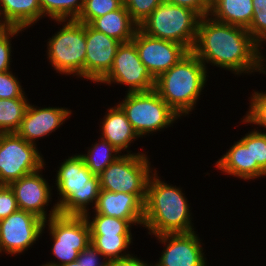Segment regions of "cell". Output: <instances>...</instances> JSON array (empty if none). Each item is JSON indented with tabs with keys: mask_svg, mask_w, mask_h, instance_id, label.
Wrapping results in <instances>:
<instances>
[{
	"mask_svg": "<svg viewBox=\"0 0 266 266\" xmlns=\"http://www.w3.org/2000/svg\"><path fill=\"white\" fill-rule=\"evenodd\" d=\"M259 47L246 28L205 16L199 20L192 52L204 65L212 63L238 75L254 71L265 73Z\"/></svg>",
	"mask_w": 266,
	"mask_h": 266,
	"instance_id": "6da1fadb",
	"label": "cell"
},
{
	"mask_svg": "<svg viewBox=\"0 0 266 266\" xmlns=\"http://www.w3.org/2000/svg\"><path fill=\"white\" fill-rule=\"evenodd\" d=\"M151 174L147 183L143 226L155 235L194 231L190 211L181 189Z\"/></svg>",
	"mask_w": 266,
	"mask_h": 266,
	"instance_id": "7a4b0ae2",
	"label": "cell"
},
{
	"mask_svg": "<svg viewBox=\"0 0 266 266\" xmlns=\"http://www.w3.org/2000/svg\"><path fill=\"white\" fill-rule=\"evenodd\" d=\"M206 71V66L189 51L156 79L155 90L179 116H186L206 83Z\"/></svg>",
	"mask_w": 266,
	"mask_h": 266,
	"instance_id": "3957f363",
	"label": "cell"
},
{
	"mask_svg": "<svg viewBox=\"0 0 266 266\" xmlns=\"http://www.w3.org/2000/svg\"><path fill=\"white\" fill-rule=\"evenodd\" d=\"M56 176L57 190L61 195L56 204L59 214H89L87 205L93 202L96 205L100 193V179L99 175H94L87 168L81 154L66 159Z\"/></svg>",
	"mask_w": 266,
	"mask_h": 266,
	"instance_id": "277c9868",
	"label": "cell"
},
{
	"mask_svg": "<svg viewBox=\"0 0 266 266\" xmlns=\"http://www.w3.org/2000/svg\"><path fill=\"white\" fill-rule=\"evenodd\" d=\"M200 18L193 10L164 0L139 24V29L151 37L179 43L192 51Z\"/></svg>",
	"mask_w": 266,
	"mask_h": 266,
	"instance_id": "5b68a950",
	"label": "cell"
},
{
	"mask_svg": "<svg viewBox=\"0 0 266 266\" xmlns=\"http://www.w3.org/2000/svg\"><path fill=\"white\" fill-rule=\"evenodd\" d=\"M117 105L123 110L139 137L167 128L180 117L155 89L127 92L125 100Z\"/></svg>",
	"mask_w": 266,
	"mask_h": 266,
	"instance_id": "8992f818",
	"label": "cell"
},
{
	"mask_svg": "<svg viewBox=\"0 0 266 266\" xmlns=\"http://www.w3.org/2000/svg\"><path fill=\"white\" fill-rule=\"evenodd\" d=\"M52 208L44 224L49 222L48 230L54 241L51 250L60 261L47 262L42 266H61L75 261L90 243V228L85 216L59 214L56 204Z\"/></svg>",
	"mask_w": 266,
	"mask_h": 266,
	"instance_id": "52a82bcc",
	"label": "cell"
},
{
	"mask_svg": "<svg viewBox=\"0 0 266 266\" xmlns=\"http://www.w3.org/2000/svg\"><path fill=\"white\" fill-rule=\"evenodd\" d=\"M67 21L48 41V59L57 72L85 78L86 24Z\"/></svg>",
	"mask_w": 266,
	"mask_h": 266,
	"instance_id": "ba28073f",
	"label": "cell"
},
{
	"mask_svg": "<svg viewBox=\"0 0 266 266\" xmlns=\"http://www.w3.org/2000/svg\"><path fill=\"white\" fill-rule=\"evenodd\" d=\"M150 162L144 153H128L108 165L100 174V189L135 194L145 203Z\"/></svg>",
	"mask_w": 266,
	"mask_h": 266,
	"instance_id": "9c48e42d",
	"label": "cell"
},
{
	"mask_svg": "<svg viewBox=\"0 0 266 266\" xmlns=\"http://www.w3.org/2000/svg\"><path fill=\"white\" fill-rule=\"evenodd\" d=\"M44 164L36 144L26 142L16 132L0 133V185L41 171Z\"/></svg>",
	"mask_w": 266,
	"mask_h": 266,
	"instance_id": "30bf717a",
	"label": "cell"
},
{
	"mask_svg": "<svg viewBox=\"0 0 266 266\" xmlns=\"http://www.w3.org/2000/svg\"><path fill=\"white\" fill-rule=\"evenodd\" d=\"M113 82L129 85L128 93L155 89L156 79L141 62L132 41L120 44L109 73L100 81L109 85Z\"/></svg>",
	"mask_w": 266,
	"mask_h": 266,
	"instance_id": "8fae6325",
	"label": "cell"
},
{
	"mask_svg": "<svg viewBox=\"0 0 266 266\" xmlns=\"http://www.w3.org/2000/svg\"><path fill=\"white\" fill-rule=\"evenodd\" d=\"M45 227L41 218L18 209L0 220V253L15 255L24 252L38 240Z\"/></svg>",
	"mask_w": 266,
	"mask_h": 266,
	"instance_id": "7c38bea8",
	"label": "cell"
},
{
	"mask_svg": "<svg viewBox=\"0 0 266 266\" xmlns=\"http://www.w3.org/2000/svg\"><path fill=\"white\" fill-rule=\"evenodd\" d=\"M131 41L137 48L141 62L155 79L189 52L179 43L151 37L139 28Z\"/></svg>",
	"mask_w": 266,
	"mask_h": 266,
	"instance_id": "4fadbf2b",
	"label": "cell"
},
{
	"mask_svg": "<svg viewBox=\"0 0 266 266\" xmlns=\"http://www.w3.org/2000/svg\"><path fill=\"white\" fill-rule=\"evenodd\" d=\"M157 238L166 243V248L154 266H207L200 239L195 231L161 234L157 235Z\"/></svg>",
	"mask_w": 266,
	"mask_h": 266,
	"instance_id": "5bb4252c",
	"label": "cell"
},
{
	"mask_svg": "<svg viewBox=\"0 0 266 266\" xmlns=\"http://www.w3.org/2000/svg\"><path fill=\"white\" fill-rule=\"evenodd\" d=\"M120 44L86 24L85 79L100 82L109 73Z\"/></svg>",
	"mask_w": 266,
	"mask_h": 266,
	"instance_id": "9a60e30c",
	"label": "cell"
},
{
	"mask_svg": "<svg viewBox=\"0 0 266 266\" xmlns=\"http://www.w3.org/2000/svg\"><path fill=\"white\" fill-rule=\"evenodd\" d=\"M36 171L32 174L21 177L9 184L17 201L18 209L31 212L47 221V206L50 200V190H52L48 182L42 178Z\"/></svg>",
	"mask_w": 266,
	"mask_h": 266,
	"instance_id": "2e32d148",
	"label": "cell"
},
{
	"mask_svg": "<svg viewBox=\"0 0 266 266\" xmlns=\"http://www.w3.org/2000/svg\"><path fill=\"white\" fill-rule=\"evenodd\" d=\"M71 111L66 108H37L28 105L24 118L16 133L26 142L36 144L35 140L49 135L69 118Z\"/></svg>",
	"mask_w": 266,
	"mask_h": 266,
	"instance_id": "e0dca14e",
	"label": "cell"
},
{
	"mask_svg": "<svg viewBox=\"0 0 266 266\" xmlns=\"http://www.w3.org/2000/svg\"><path fill=\"white\" fill-rule=\"evenodd\" d=\"M95 213L129 220L132 224L143 225L144 203L135 195L100 189Z\"/></svg>",
	"mask_w": 266,
	"mask_h": 266,
	"instance_id": "ac0fdd59",
	"label": "cell"
},
{
	"mask_svg": "<svg viewBox=\"0 0 266 266\" xmlns=\"http://www.w3.org/2000/svg\"><path fill=\"white\" fill-rule=\"evenodd\" d=\"M216 168L225 174L244 180L266 175V172L258 164H252L251 132L230 147L228 152L217 161Z\"/></svg>",
	"mask_w": 266,
	"mask_h": 266,
	"instance_id": "d6986e66",
	"label": "cell"
},
{
	"mask_svg": "<svg viewBox=\"0 0 266 266\" xmlns=\"http://www.w3.org/2000/svg\"><path fill=\"white\" fill-rule=\"evenodd\" d=\"M89 25L121 43L130 42L139 28L124 4L119 9L94 19Z\"/></svg>",
	"mask_w": 266,
	"mask_h": 266,
	"instance_id": "ffe728a7",
	"label": "cell"
},
{
	"mask_svg": "<svg viewBox=\"0 0 266 266\" xmlns=\"http://www.w3.org/2000/svg\"><path fill=\"white\" fill-rule=\"evenodd\" d=\"M101 131L102 138L120 152L127 149L131 142L139 137L118 105L108 109L102 122Z\"/></svg>",
	"mask_w": 266,
	"mask_h": 266,
	"instance_id": "44dd1931",
	"label": "cell"
},
{
	"mask_svg": "<svg viewBox=\"0 0 266 266\" xmlns=\"http://www.w3.org/2000/svg\"><path fill=\"white\" fill-rule=\"evenodd\" d=\"M210 15L218 22L247 29L253 17L252 0H211Z\"/></svg>",
	"mask_w": 266,
	"mask_h": 266,
	"instance_id": "7402d4cb",
	"label": "cell"
},
{
	"mask_svg": "<svg viewBox=\"0 0 266 266\" xmlns=\"http://www.w3.org/2000/svg\"><path fill=\"white\" fill-rule=\"evenodd\" d=\"M0 11L9 27L21 29L43 17L39 0H0Z\"/></svg>",
	"mask_w": 266,
	"mask_h": 266,
	"instance_id": "603a6c76",
	"label": "cell"
},
{
	"mask_svg": "<svg viewBox=\"0 0 266 266\" xmlns=\"http://www.w3.org/2000/svg\"><path fill=\"white\" fill-rule=\"evenodd\" d=\"M26 98L0 99V133L16 132L29 103Z\"/></svg>",
	"mask_w": 266,
	"mask_h": 266,
	"instance_id": "cb8c5ba5",
	"label": "cell"
},
{
	"mask_svg": "<svg viewBox=\"0 0 266 266\" xmlns=\"http://www.w3.org/2000/svg\"><path fill=\"white\" fill-rule=\"evenodd\" d=\"M101 139L99 143L93 145V148H91L87 154H81L85 165L94 175H99L108 165L112 164L121 156L119 155V150L112 146L107 140ZM116 154H118V156Z\"/></svg>",
	"mask_w": 266,
	"mask_h": 266,
	"instance_id": "d4e9b609",
	"label": "cell"
},
{
	"mask_svg": "<svg viewBox=\"0 0 266 266\" xmlns=\"http://www.w3.org/2000/svg\"><path fill=\"white\" fill-rule=\"evenodd\" d=\"M43 17L45 14L56 22H66L79 17L84 0H39ZM69 17V18H68Z\"/></svg>",
	"mask_w": 266,
	"mask_h": 266,
	"instance_id": "484cf974",
	"label": "cell"
},
{
	"mask_svg": "<svg viewBox=\"0 0 266 266\" xmlns=\"http://www.w3.org/2000/svg\"><path fill=\"white\" fill-rule=\"evenodd\" d=\"M131 239L132 235H90V242L108 261L129 256L121 252L128 248Z\"/></svg>",
	"mask_w": 266,
	"mask_h": 266,
	"instance_id": "4316f807",
	"label": "cell"
},
{
	"mask_svg": "<svg viewBox=\"0 0 266 266\" xmlns=\"http://www.w3.org/2000/svg\"><path fill=\"white\" fill-rule=\"evenodd\" d=\"M89 228L90 235H131V222L119 218L95 214V217L89 220V215H84Z\"/></svg>",
	"mask_w": 266,
	"mask_h": 266,
	"instance_id": "83f0119b",
	"label": "cell"
},
{
	"mask_svg": "<svg viewBox=\"0 0 266 266\" xmlns=\"http://www.w3.org/2000/svg\"><path fill=\"white\" fill-rule=\"evenodd\" d=\"M123 0H84L83 9L76 19L83 24H90L94 19L119 9Z\"/></svg>",
	"mask_w": 266,
	"mask_h": 266,
	"instance_id": "f1b7e54d",
	"label": "cell"
},
{
	"mask_svg": "<svg viewBox=\"0 0 266 266\" xmlns=\"http://www.w3.org/2000/svg\"><path fill=\"white\" fill-rule=\"evenodd\" d=\"M252 5L253 17L247 30L260 45L266 40V0H252Z\"/></svg>",
	"mask_w": 266,
	"mask_h": 266,
	"instance_id": "f546056e",
	"label": "cell"
},
{
	"mask_svg": "<svg viewBox=\"0 0 266 266\" xmlns=\"http://www.w3.org/2000/svg\"><path fill=\"white\" fill-rule=\"evenodd\" d=\"M163 1L164 0H123V4L131 18L139 25Z\"/></svg>",
	"mask_w": 266,
	"mask_h": 266,
	"instance_id": "4dcf8cb0",
	"label": "cell"
},
{
	"mask_svg": "<svg viewBox=\"0 0 266 266\" xmlns=\"http://www.w3.org/2000/svg\"><path fill=\"white\" fill-rule=\"evenodd\" d=\"M252 96L249 112L242 122L253 123L266 128V92H254Z\"/></svg>",
	"mask_w": 266,
	"mask_h": 266,
	"instance_id": "1f68e13d",
	"label": "cell"
},
{
	"mask_svg": "<svg viewBox=\"0 0 266 266\" xmlns=\"http://www.w3.org/2000/svg\"><path fill=\"white\" fill-rule=\"evenodd\" d=\"M13 98H25L20 82L12 72H0V99Z\"/></svg>",
	"mask_w": 266,
	"mask_h": 266,
	"instance_id": "d6a6232c",
	"label": "cell"
},
{
	"mask_svg": "<svg viewBox=\"0 0 266 266\" xmlns=\"http://www.w3.org/2000/svg\"><path fill=\"white\" fill-rule=\"evenodd\" d=\"M252 164H258L266 172V133L256 129L251 132Z\"/></svg>",
	"mask_w": 266,
	"mask_h": 266,
	"instance_id": "836d02e7",
	"label": "cell"
},
{
	"mask_svg": "<svg viewBox=\"0 0 266 266\" xmlns=\"http://www.w3.org/2000/svg\"><path fill=\"white\" fill-rule=\"evenodd\" d=\"M23 31L21 28L9 27L0 33V72L10 70V56H11V37ZM10 38V39H9Z\"/></svg>",
	"mask_w": 266,
	"mask_h": 266,
	"instance_id": "e575fe53",
	"label": "cell"
},
{
	"mask_svg": "<svg viewBox=\"0 0 266 266\" xmlns=\"http://www.w3.org/2000/svg\"><path fill=\"white\" fill-rule=\"evenodd\" d=\"M18 210L14 193L9 185H0V220Z\"/></svg>",
	"mask_w": 266,
	"mask_h": 266,
	"instance_id": "d590c367",
	"label": "cell"
},
{
	"mask_svg": "<svg viewBox=\"0 0 266 266\" xmlns=\"http://www.w3.org/2000/svg\"><path fill=\"white\" fill-rule=\"evenodd\" d=\"M104 257L90 242L89 245L78 254L76 259L83 266H107L108 260L101 262L98 257Z\"/></svg>",
	"mask_w": 266,
	"mask_h": 266,
	"instance_id": "8d00e7d4",
	"label": "cell"
},
{
	"mask_svg": "<svg viewBox=\"0 0 266 266\" xmlns=\"http://www.w3.org/2000/svg\"><path fill=\"white\" fill-rule=\"evenodd\" d=\"M171 4L189 8L196 12L201 18L209 16L211 0H165Z\"/></svg>",
	"mask_w": 266,
	"mask_h": 266,
	"instance_id": "74e56055",
	"label": "cell"
},
{
	"mask_svg": "<svg viewBox=\"0 0 266 266\" xmlns=\"http://www.w3.org/2000/svg\"><path fill=\"white\" fill-rule=\"evenodd\" d=\"M107 266H149V265L144 261L129 255L124 258L109 260ZM150 266H153V264Z\"/></svg>",
	"mask_w": 266,
	"mask_h": 266,
	"instance_id": "f35d334b",
	"label": "cell"
},
{
	"mask_svg": "<svg viewBox=\"0 0 266 266\" xmlns=\"http://www.w3.org/2000/svg\"><path fill=\"white\" fill-rule=\"evenodd\" d=\"M2 18L3 17H2L1 11H0V33L9 28V25Z\"/></svg>",
	"mask_w": 266,
	"mask_h": 266,
	"instance_id": "ab89813d",
	"label": "cell"
},
{
	"mask_svg": "<svg viewBox=\"0 0 266 266\" xmlns=\"http://www.w3.org/2000/svg\"><path fill=\"white\" fill-rule=\"evenodd\" d=\"M61 266H83V265L81 263H78L77 260H75V261H72L70 263L63 264Z\"/></svg>",
	"mask_w": 266,
	"mask_h": 266,
	"instance_id": "60d3db41",
	"label": "cell"
}]
</instances>
